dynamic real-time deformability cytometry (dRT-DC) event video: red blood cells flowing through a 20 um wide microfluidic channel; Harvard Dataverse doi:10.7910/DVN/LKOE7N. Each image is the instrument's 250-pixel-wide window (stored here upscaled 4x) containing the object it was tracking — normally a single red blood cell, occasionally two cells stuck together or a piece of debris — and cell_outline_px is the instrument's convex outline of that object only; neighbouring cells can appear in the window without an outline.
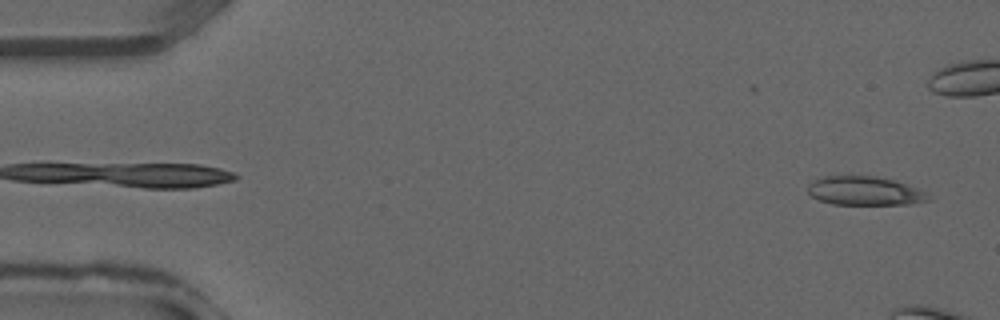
{"species": "common noctule bat (a hibernating species)", "species_latin": "Nyctalus noctula", "temperature_condition": "warm", "stored_images_in_passage": 6, "camera_frame_rate_fps": 3000, "um_per_image_px": 0.085, "animal": {"sex": "male", "forearm_length_mm": 52.5}, "frame": {"image": 1, "passage_image": 1, "time_ms": 0.0, "image_size_px": [1000, 320], "cell_outline_px": [[932, 200], [912, 204], [832, 204], [820, 200], [812, 196], [808, 192], [808, 184], [824, 176], [876, 176], [896, 180], [916, 188], [932, 196]], "centroid_in_image_um": [73.55, 16.23], "position_along_channel_um": 11.5, "area_um2": 20.23}}